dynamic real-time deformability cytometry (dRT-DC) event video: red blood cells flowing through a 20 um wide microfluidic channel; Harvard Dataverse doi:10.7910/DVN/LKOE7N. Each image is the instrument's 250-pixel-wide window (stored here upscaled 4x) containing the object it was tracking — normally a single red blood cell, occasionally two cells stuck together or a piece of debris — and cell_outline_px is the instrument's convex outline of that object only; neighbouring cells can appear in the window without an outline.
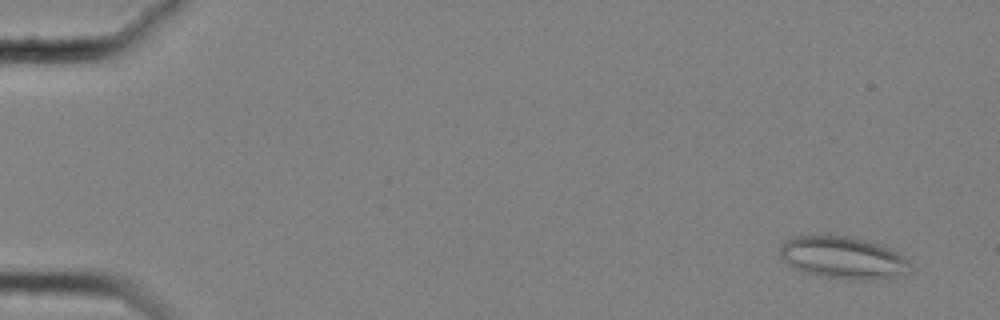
{"species": "common noctule bat (a hibernating species)", "species_latin": "Nyctalus noctula", "temperature_condition": "cold", "stored_images_in_passage": 20, "camera_frame_rate_fps": 3000, "um_per_image_px": 0.085, "animal": {"sex": "female", "body_mass_g": 25.1}, "frame": {"image": 1, "passage_image": 4, "time_ms": 1.0, "image_size_px": [1000, 320], "cell_outline_px": [[912, 264], [904, 272], [888, 276], [868, 280], [848, 280], [824, 276], [808, 272], [796, 268], [788, 264], [780, 256], [780, 248], [792, 236], [852, 236], [888, 248], [904, 256]], "centroid_in_image_um": [71.63, 21.89], "position_along_channel_um": 13.4, "area_um2": 31.1}}